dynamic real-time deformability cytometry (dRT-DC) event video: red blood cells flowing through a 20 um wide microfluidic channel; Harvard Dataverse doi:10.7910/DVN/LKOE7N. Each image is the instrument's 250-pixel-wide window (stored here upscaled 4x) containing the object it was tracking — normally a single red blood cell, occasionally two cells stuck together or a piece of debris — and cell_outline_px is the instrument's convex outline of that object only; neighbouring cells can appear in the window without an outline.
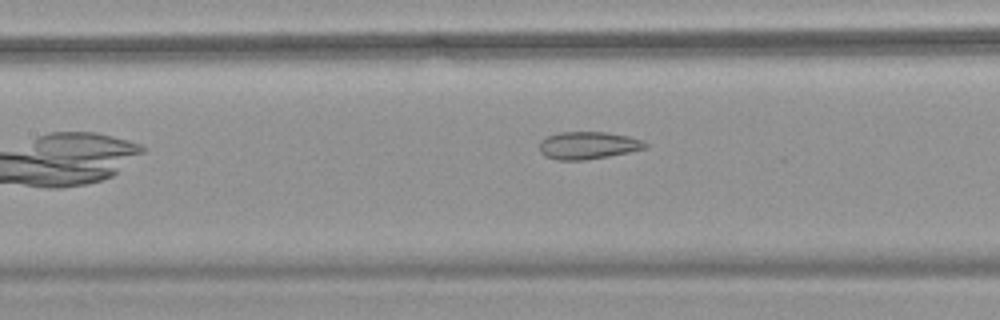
{"species": "common noctule bat (a hibernating species)", "species_latin": "Nyctalus noctula", "temperature_condition": "warm", "stored_images_in_passage": 7, "camera_frame_rate_fps": 3000, "um_per_image_px": 0.085, "animal": {"sex": "female", "body_mass_g": 18.4}, "frame": {"image": 1, "passage_image": 5, "time_ms": 1.333, "image_size_px": [1000, 320], "cell_outline_px": [[648, 148], [608, 156], [584, 160], [556, 160], [544, 156], [540, 152], [540, 140], [548, 136], [560, 132], [608, 132], [628, 136], [640, 140], [648, 144]], "centroid_in_image_um": [49.96, 12.36], "position_along_channel_um": 157.4, "area_um2": 16.94}}